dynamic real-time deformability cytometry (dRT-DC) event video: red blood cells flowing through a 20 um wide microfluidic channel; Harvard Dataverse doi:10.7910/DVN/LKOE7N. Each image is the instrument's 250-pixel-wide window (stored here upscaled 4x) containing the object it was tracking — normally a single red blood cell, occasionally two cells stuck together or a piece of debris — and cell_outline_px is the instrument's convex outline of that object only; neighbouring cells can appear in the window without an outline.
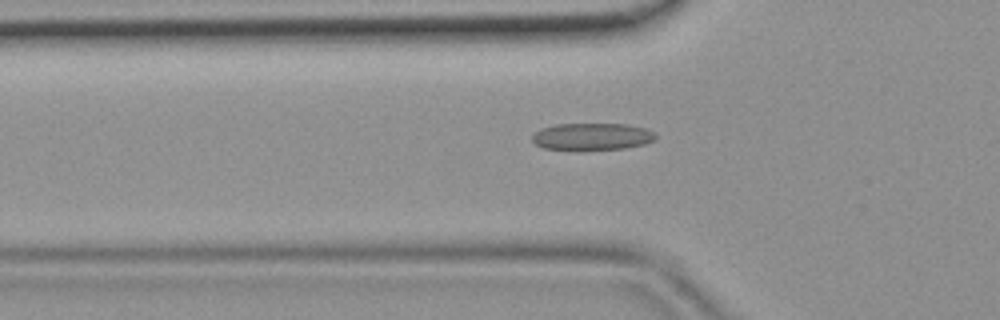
{"species": "common noctule bat (a hibernating species)", "species_latin": "Nyctalus noctula", "temperature_condition": "room temperature", "stored_images_in_passage": 36, "camera_frame_rate_fps": 3000, "um_per_image_px": 0.085, "animal": {"sex": "female", "body_mass_g": 19.9}, "frame": {"image": 1, "passage_image": 6, "time_ms": 1.667, "image_size_px": [1000, 320], "cell_outline_px": [[656, 140], [644, 144], [624, 148], [580, 152], [576, 152], [544, 148], [536, 144], [532, 140], [532, 136], [540, 128], [556, 124], [628, 124], [648, 128], [656, 132]], "centroid_in_image_um": [50.34, 11.64], "position_along_channel_um": 75.5, "area_um2": 20.29}}
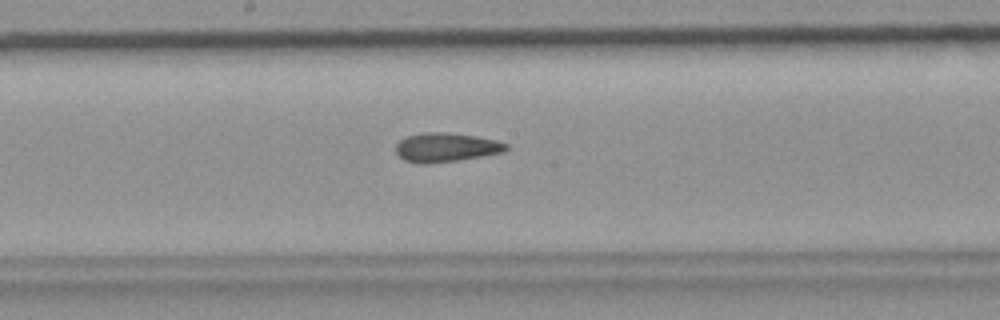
{"frame": {"image": 2, "passage_image": 15, "time_ms": 4.667, "image_size_px": [1000, 320], "cell_outline_px": [[508, 148], [504, 152], [456, 160], [428, 164], [420, 164], [404, 160], [396, 152], [396, 144], [400, 140], [408, 136], [424, 132], [448, 132], [476, 136], [496, 140], [508, 144]], "centroid_in_image_um": [37.9, 12.52], "position_along_channel_um": 210.3, "area_um2": 18.61}}
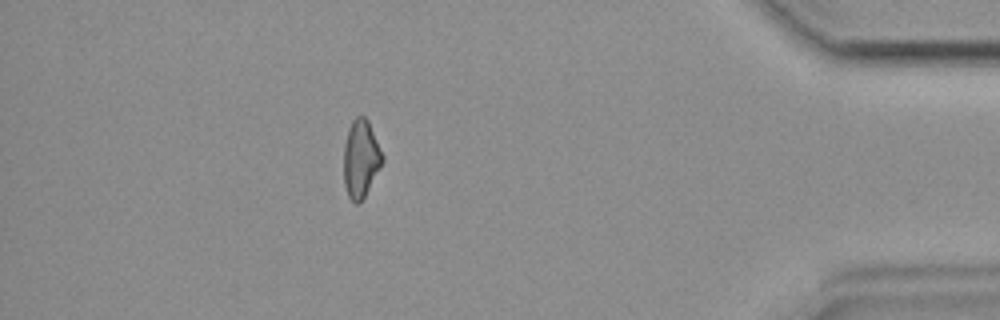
{"frame": {"image": 3, "passage_image": 31, "time_ms": 10.0, "image_size_px": [1000, 320], "cell_outline_px": [[384, 160], [380, 168], [360, 204], [356, 204], [348, 196], [344, 184], [344, 144], [348, 128], [352, 120], [356, 116], [364, 116], [368, 120], [384, 156]], "centroid_in_image_um": [30.67, 13.48], "position_along_channel_um": 404.5, "area_um2": 17.57}}